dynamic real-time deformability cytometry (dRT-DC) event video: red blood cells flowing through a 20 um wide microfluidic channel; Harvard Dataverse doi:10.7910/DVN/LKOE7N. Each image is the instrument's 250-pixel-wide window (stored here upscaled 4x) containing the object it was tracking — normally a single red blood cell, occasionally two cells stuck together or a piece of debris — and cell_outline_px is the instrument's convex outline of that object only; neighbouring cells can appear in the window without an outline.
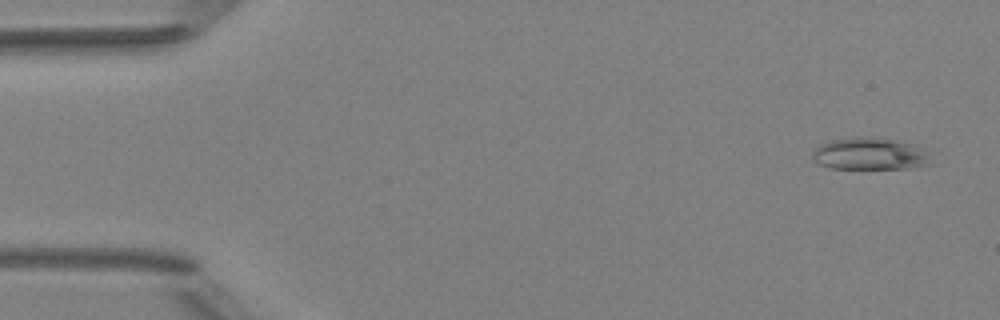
{"species": "Egyptian fruit bat (a non-hibernating species)", "species_latin": "Rousettus aegyptiacus", "temperature_condition": "room temperature", "stored_images_in_passage": 5, "camera_frame_rate_fps": 3000, "um_per_image_px": 0.085, "animal": {"sex": "female"}, "frame": {"image": 1, "passage_image": 1, "time_ms": 0.0, "image_size_px": [1000, 320], "cell_outline_px": [[936, 164], [908, 168], [828, 168], [820, 164], [812, 156], [812, 152], [820, 144], [832, 140], [860, 136], [876, 136], [896, 140], [912, 144], [920, 148]], "centroid_in_image_um": [73.96, 13.07], "position_along_channel_um": 11.0, "area_um2": 22.2}}
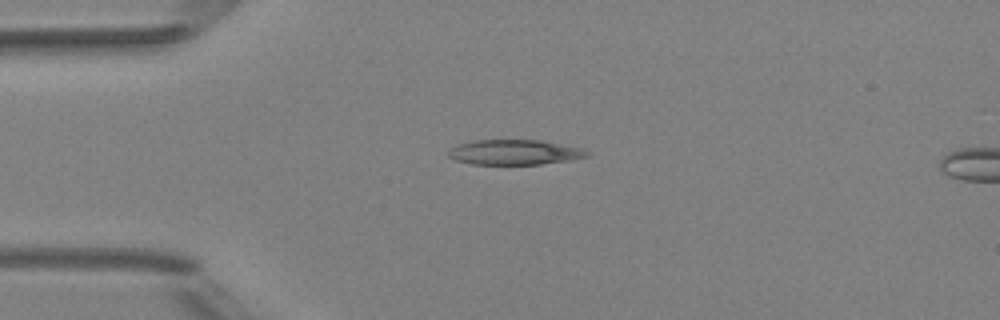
{"frame": {"image": 2, "passage_image": 4, "time_ms": 3.333, "image_size_px": [1000, 320], "cell_outline_px": [[588, 156], [568, 160], [540, 164], [472, 164], [456, 160], [448, 156], [448, 152], [456, 144], [472, 140], [544, 140], [584, 148], [588, 152]], "centroid_in_image_um": [43.74, 12.93], "position_along_channel_um": 41.3, "area_um2": 20.29}}